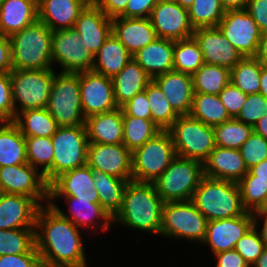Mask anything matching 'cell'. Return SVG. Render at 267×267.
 I'll return each instance as SVG.
<instances>
[{
  "label": "cell",
  "instance_id": "obj_50",
  "mask_svg": "<svg viewBox=\"0 0 267 267\" xmlns=\"http://www.w3.org/2000/svg\"><path fill=\"white\" fill-rule=\"evenodd\" d=\"M247 96L246 93H243L232 82L219 93L220 100L231 118H235L238 115Z\"/></svg>",
  "mask_w": 267,
  "mask_h": 267
},
{
  "label": "cell",
  "instance_id": "obj_43",
  "mask_svg": "<svg viewBox=\"0 0 267 267\" xmlns=\"http://www.w3.org/2000/svg\"><path fill=\"white\" fill-rule=\"evenodd\" d=\"M238 185L242 205L247 212L267 209V180L256 179L255 175H245Z\"/></svg>",
  "mask_w": 267,
  "mask_h": 267
},
{
  "label": "cell",
  "instance_id": "obj_63",
  "mask_svg": "<svg viewBox=\"0 0 267 267\" xmlns=\"http://www.w3.org/2000/svg\"><path fill=\"white\" fill-rule=\"evenodd\" d=\"M254 132L267 140V115L261 118L254 126Z\"/></svg>",
  "mask_w": 267,
  "mask_h": 267
},
{
  "label": "cell",
  "instance_id": "obj_62",
  "mask_svg": "<svg viewBox=\"0 0 267 267\" xmlns=\"http://www.w3.org/2000/svg\"><path fill=\"white\" fill-rule=\"evenodd\" d=\"M248 0H220L222 7L227 10L245 9Z\"/></svg>",
  "mask_w": 267,
  "mask_h": 267
},
{
  "label": "cell",
  "instance_id": "obj_2",
  "mask_svg": "<svg viewBox=\"0 0 267 267\" xmlns=\"http://www.w3.org/2000/svg\"><path fill=\"white\" fill-rule=\"evenodd\" d=\"M163 205L154 183L128 181L121 210L113 218V224L160 237Z\"/></svg>",
  "mask_w": 267,
  "mask_h": 267
},
{
  "label": "cell",
  "instance_id": "obj_10",
  "mask_svg": "<svg viewBox=\"0 0 267 267\" xmlns=\"http://www.w3.org/2000/svg\"><path fill=\"white\" fill-rule=\"evenodd\" d=\"M176 157L172 137L161 130L132 152V180L153 183Z\"/></svg>",
  "mask_w": 267,
  "mask_h": 267
},
{
  "label": "cell",
  "instance_id": "obj_7",
  "mask_svg": "<svg viewBox=\"0 0 267 267\" xmlns=\"http://www.w3.org/2000/svg\"><path fill=\"white\" fill-rule=\"evenodd\" d=\"M56 70H12L10 75L15 116L26 110L46 108ZM18 106V107H17Z\"/></svg>",
  "mask_w": 267,
  "mask_h": 267
},
{
  "label": "cell",
  "instance_id": "obj_9",
  "mask_svg": "<svg viewBox=\"0 0 267 267\" xmlns=\"http://www.w3.org/2000/svg\"><path fill=\"white\" fill-rule=\"evenodd\" d=\"M207 218L191 200L167 202L162 208L160 236L202 242L206 236Z\"/></svg>",
  "mask_w": 267,
  "mask_h": 267
},
{
  "label": "cell",
  "instance_id": "obj_8",
  "mask_svg": "<svg viewBox=\"0 0 267 267\" xmlns=\"http://www.w3.org/2000/svg\"><path fill=\"white\" fill-rule=\"evenodd\" d=\"M46 109L59 127L85 125L79 73L56 72Z\"/></svg>",
  "mask_w": 267,
  "mask_h": 267
},
{
  "label": "cell",
  "instance_id": "obj_14",
  "mask_svg": "<svg viewBox=\"0 0 267 267\" xmlns=\"http://www.w3.org/2000/svg\"><path fill=\"white\" fill-rule=\"evenodd\" d=\"M0 185L4 193L33 198L40 206L48 204V184L29 163L1 167Z\"/></svg>",
  "mask_w": 267,
  "mask_h": 267
},
{
  "label": "cell",
  "instance_id": "obj_15",
  "mask_svg": "<svg viewBox=\"0 0 267 267\" xmlns=\"http://www.w3.org/2000/svg\"><path fill=\"white\" fill-rule=\"evenodd\" d=\"M79 85L85 118L118 108L112 78L92 70L79 72Z\"/></svg>",
  "mask_w": 267,
  "mask_h": 267
},
{
  "label": "cell",
  "instance_id": "obj_41",
  "mask_svg": "<svg viewBox=\"0 0 267 267\" xmlns=\"http://www.w3.org/2000/svg\"><path fill=\"white\" fill-rule=\"evenodd\" d=\"M147 98L151 120L161 130H168L179 115L172 109L161 88L153 79L147 85Z\"/></svg>",
  "mask_w": 267,
  "mask_h": 267
},
{
  "label": "cell",
  "instance_id": "obj_40",
  "mask_svg": "<svg viewBox=\"0 0 267 267\" xmlns=\"http://www.w3.org/2000/svg\"><path fill=\"white\" fill-rule=\"evenodd\" d=\"M203 64L202 51L193 36L175 41V71L193 75Z\"/></svg>",
  "mask_w": 267,
  "mask_h": 267
},
{
  "label": "cell",
  "instance_id": "obj_49",
  "mask_svg": "<svg viewBox=\"0 0 267 267\" xmlns=\"http://www.w3.org/2000/svg\"><path fill=\"white\" fill-rule=\"evenodd\" d=\"M248 169L267 159V140L253 132L239 148Z\"/></svg>",
  "mask_w": 267,
  "mask_h": 267
},
{
  "label": "cell",
  "instance_id": "obj_29",
  "mask_svg": "<svg viewBox=\"0 0 267 267\" xmlns=\"http://www.w3.org/2000/svg\"><path fill=\"white\" fill-rule=\"evenodd\" d=\"M88 141L91 143L123 144V110L92 115L85 120Z\"/></svg>",
  "mask_w": 267,
  "mask_h": 267
},
{
  "label": "cell",
  "instance_id": "obj_39",
  "mask_svg": "<svg viewBox=\"0 0 267 267\" xmlns=\"http://www.w3.org/2000/svg\"><path fill=\"white\" fill-rule=\"evenodd\" d=\"M263 65L256 57H243L230 70V82L247 95L259 93Z\"/></svg>",
  "mask_w": 267,
  "mask_h": 267
},
{
  "label": "cell",
  "instance_id": "obj_56",
  "mask_svg": "<svg viewBox=\"0 0 267 267\" xmlns=\"http://www.w3.org/2000/svg\"><path fill=\"white\" fill-rule=\"evenodd\" d=\"M214 258L215 267H250L235 249L214 254Z\"/></svg>",
  "mask_w": 267,
  "mask_h": 267
},
{
  "label": "cell",
  "instance_id": "obj_51",
  "mask_svg": "<svg viewBox=\"0 0 267 267\" xmlns=\"http://www.w3.org/2000/svg\"><path fill=\"white\" fill-rule=\"evenodd\" d=\"M0 121H14V106L9 73H0Z\"/></svg>",
  "mask_w": 267,
  "mask_h": 267
},
{
  "label": "cell",
  "instance_id": "obj_48",
  "mask_svg": "<svg viewBox=\"0 0 267 267\" xmlns=\"http://www.w3.org/2000/svg\"><path fill=\"white\" fill-rule=\"evenodd\" d=\"M265 115H267V98L261 93H254L247 96L244 105L235 118L254 127Z\"/></svg>",
  "mask_w": 267,
  "mask_h": 267
},
{
  "label": "cell",
  "instance_id": "obj_46",
  "mask_svg": "<svg viewBox=\"0 0 267 267\" xmlns=\"http://www.w3.org/2000/svg\"><path fill=\"white\" fill-rule=\"evenodd\" d=\"M35 246V229H0V256L27 253Z\"/></svg>",
  "mask_w": 267,
  "mask_h": 267
},
{
  "label": "cell",
  "instance_id": "obj_55",
  "mask_svg": "<svg viewBox=\"0 0 267 267\" xmlns=\"http://www.w3.org/2000/svg\"><path fill=\"white\" fill-rule=\"evenodd\" d=\"M261 33L267 31V0H248L246 8Z\"/></svg>",
  "mask_w": 267,
  "mask_h": 267
},
{
  "label": "cell",
  "instance_id": "obj_61",
  "mask_svg": "<svg viewBox=\"0 0 267 267\" xmlns=\"http://www.w3.org/2000/svg\"><path fill=\"white\" fill-rule=\"evenodd\" d=\"M246 175H255L256 179L267 180V159L248 169Z\"/></svg>",
  "mask_w": 267,
  "mask_h": 267
},
{
  "label": "cell",
  "instance_id": "obj_11",
  "mask_svg": "<svg viewBox=\"0 0 267 267\" xmlns=\"http://www.w3.org/2000/svg\"><path fill=\"white\" fill-rule=\"evenodd\" d=\"M168 131L176 156L182 158L203 163L216 146L213 127L189 115L178 116Z\"/></svg>",
  "mask_w": 267,
  "mask_h": 267
},
{
  "label": "cell",
  "instance_id": "obj_30",
  "mask_svg": "<svg viewBox=\"0 0 267 267\" xmlns=\"http://www.w3.org/2000/svg\"><path fill=\"white\" fill-rule=\"evenodd\" d=\"M37 19V0H3L0 5V35L11 36Z\"/></svg>",
  "mask_w": 267,
  "mask_h": 267
},
{
  "label": "cell",
  "instance_id": "obj_64",
  "mask_svg": "<svg viewBox=\"0 0 267 267\" xmlns=\"http://www.w3.org/2000/svg\"><path fill=\"white\" fill-rule=\"evenodd\" d=\"M260 80L259 93L267 98V65H263L261 68Z\"/></svg>",
  "mask_w": 267,
  "mask_h": 267
},
{
  "label": "cell",
  "instance_id": "obj_65",
  "mask_svg": "<svg viewBox=\"0 0 267 267\" xmlns=\"http://www.w3.org/2000/svg\"><path fill=\"white\" fill-rule=\"evenodd\" d=\"M252 267H267V247L263 249L262 254Z\"/></svg>",
  "mask_w": 267,
  "mask_h": 267
},
{
  "label": "cell",
  "instance_id": "obj_25",
  "mask_svg": "<svg viewBox=\"0 0 267 267\" xmlns=\"http://www.w3.org/2000/svg\"><path fill=\"white\" fill-rule=\"evenodd\" d=\"M112 34L132 56L158 38L150 18H112Z\"/></svg>",
  "mask_w": 267,
  "mask_h": 267
},
{
  "label": "cell",
  "instance_id": "obj_57",
  "mask_svg": "<svg viewBox=\"0 0 267 267\" xmlns=\"http://www.w3.org/2000/svg\"><path fill=\"white\" fill-rule=\"evenodd\" d=\"M129 0H98L95 4L109 18L119 17L127 7Z\"/></svg>",
  "mask_w": 267,
  "mask_h": 267
},
{
  "label": "cell",
  "instance_id": "obj_17",
  "mask_svg": "<svg viewBox=\"0 0 267 267\" xmlns=\"http://www.w3.org/2000/svg\"><path fill=\"white\" fill-rule=\"evenodd\" d=\"M87 165L126 181L132 180V152L124 144L88 143Z\"/></svg>",
  "mask_w": 267,
  "mask_h": 267
},
{
  "label": "cell",
  "instance_id": "obj_26",
  "mask_svg": "<svg viewBox=\"0 0 267 267\" xmlns=\"http://www.w3.org/2000/svg\"><path fill=\"white\" fill-rule=\"evenodd\" d=\"M204 176L239 182L247 173L241 153L238 149L215 146L203 162Z\"/></svg>",
  "mask_w": 267,
  "mask_h": 267
},
{
  "label": "cell",
  "instance_id": "obj_16",
  "mask_svg": "<svg viewBox=\"0 0 267 267\" xmlns=\"http://www.w3.org/2000/svg\"><path fill=\"white\" fill-rule=\"evenodd\" d=\"M62 197H76L83 200H91V203H99L98 191L95 189L93 169L85 166L67 171L56 177L48 185V204L56 205V200Z\"/></svg>",
  "mask_w": 267,
  "mask_h": 267
},
{
  "label": "cell",
  "instance_id": "obj_24",
  "mask_svg": "<svg viewBox=\"0 0 267 267\" xmlns=\"http://www.w3.org/2000/svg\"><path fill=\"white\" fill-rule=\"evenodd\" d=\"M153 80L179 116L189 114L194 95L192 75L172 70L155 76Z\"/></svg>",
  "mask_w": 267,
  "mask_h": 267
},
{
  "label": "cell",
  "instance_id": "obj_32",
  "mask_svg": "<svg viewBox=\"0 0 267 267\" xmlns=\"http://www.w3.org/2000/svg\"><path fill=\"white\" fill-rule=\"evenodd\" d=\"M132 58L126 47L111 33L96 53L92 71L113 78Z\"/></svg>",
  "mask_w": 267,
  "mask_h": 267
},
{
  "label": "cell",
  "instance_id": "obj_18",
  "mask_svg": "<svg viewBox=\"0 0 267 267\" xmlns=\"http://www.w3.org/2000/svg\"><path fill=\"white\" fill-rule=\"evenodd\" d=\"M253 226V213L247 211L238 217L208 221L202 243L210 247L213 255L233 250L237 241Z\"/></svg>",
  "mask_w": 267,
  "mask_h": 267
},
{
  "label": "cell",
  "instance_id": "obj_45",
  "mask_svg": "<svg viewBox=\"0 0 267 267\" xmlns=\"http://www.w3.org/2000/svg\"><path fill=\"white\" fill-rule=\"evenodd\" d=\"M191 25L195 28L217 27L225 9L220 0H194L188 8Z\"/></svg>",
  "mask_w": 267,
  "mask_h": 267
},
{
  "label": "cell",
  "instance_id": "obj_13",
  "mask_svg": "<svg viewBox=\"0 0 267 267\" xmlns=\"http://www.w3.org/2000/svg\"><path fill=\"white\" fill-rule=\"evenodd\" d=\"M243 57H255L261 31L246 9L227 10L217 26Z\"/></svg>",
  "mask_w": 267,
  "mask_h": 267
},
{
  "label": "cell",
  "instance_id": "obj_34",
  "mask_svg": "<svg viewBox=\"0 0 267 267\" xmlns=\"http://www.w3.org/2000/svg\"><path fill=\"white\" fill-rule=\"evenodd\" d=\"M93 178L99 195V203L113 219L121 210L128 181L98 170H93Z\"/></svg>",
  "mask_w": 267,
  "mask_h": 267
},
{
  "label": "cell",
  "instance_id": "obj_58",
  "mask_svg": "<svg viewBox=\"0 0 267 267\" xmlns=\"http://www.w3.org/2000/svg\"><path fill=\"white\" fill-rule=\"evenodd\" d=\"M11 71V42L9 36L0 35V73H10Z\"/></svg>",
  "mask_w": 267,
  "mask_h": 267
},
{
  "label": "cell",
  "instance_id": "obj_33",
  "mask_svg": "<svg viewBox=\"0 0 267 267\" xmlns=\"http://www.w3.org/2000/svg\"><path fill=\"white\" fill-rule=\"evenodd\" d=\"M25 163V136L13 121H0V168Z\"/></svg>",
  "mask_w": 267,
  "mask_h": 267
},
{
  "label": "cell",
  "instance_id": "obj_12",
  "mask_svg": "<svg viewBox=\"0 0 267 267\" xmlns=\"http://www.w3.org/2000/svg\"><path fill=\"white\" fill-rule=\"evenodd\" d=\"M52 45L53 66H61L59 72L79 73L92 70L95 55L85 48L83 40L73 28L54 30Z\"/></svg>",
  "mask_w": 267,
  "mask_h": 267
},
{
  "label": "cell",
  "instance_id": "obj_1",
  "mask_svg": "<svg viewBox=\"0 0 267 267\" xmlns=\"http://www.w3.org/2000/svg\"><path fill=\"white\" fill-rule=\"evenodd\" d=\"M81 231L54 207L40 206L36 215L35 242L42 265L88 267Z\"/></svg>",
  "mask_w": 267,
  "mask_h": 267
},
{
  "label": "cell",
  "instance_id": "obj_59",
  "mask_svg": "<svg viewBox=\"0 0 267 267\" xmlns=\"http://www.w3.org/2000/svg\"><path fill=\"white\" fill-rule=\"evenodd\" d=\"M261 220L263 223L261 222ZM253 223H254L255 228L259 232L260 237L262 238L265 246L267 247V209L254 212L253 213ZM261 223L263 225L262 227L260 226ZM258 228H260L261 230Z\"/></svg>",
  "mask_w": 267,
  "mask_h": 267
},
{
  "label": "cell",
  "instance_id": "obj_19",
  "mask_svg": "<svg viewBox=\"0 0 267 267\" xmlns=\"http://www.w3.org/2000/svg\"><path fill=\"white\" fill-rule=\"evenodd\" d=\"M149 18L157 37L176 41L193 35L188 9L178 3L159 0Z\"/></svg>",
  "mask_w": 267,
  "mask_h": 267
},
{
  "label": "cell",
  "instance_id": "obj_4",
  "mask_svg": "<svg viewBox=\"0 0 267 267\" xmlns=\"http://www.w3.org/2000/svg\"><path fill=\"white\" fill-rule=\"evenodd\" d=\"M208 221L243 215L238 182L204 176L191 198Z\"/></svg>",
  "mask_w": 267,
  "mask_h": 267
},
{
  "label": "cell",
  "instance_id": "obj_36",
  "mask_svg": "<svg viewBox=\"0 0 267 267\" xmlns=\"http://www.w3.org/2000/svg\"><path fill=\"white\" fill-rule=\"evenodd\" d=\"M188 115L212 127L231 119L219 95L205 93H194Z\"/></svg>",
  "mask_w": 267,
  "mask_h": 267
},
{
  "label": "cell",
  "instance_id": "obj_66",
  "mask_svg": "<svg viewBox=\"0 0 267 267\" xmlns=\"http://www.w3.org/2000/svg\"><path fill=\"white\" fill-rule=\"evenodd\" d=\"M193 1L194 0H178L177 3L183 8L188 9L193 4Z\"/></svg>",
  "mask_w": 267,
  "mask_h": 267
},
{
  "label": "cell",
  "instance_id": "obj_37",
  "mask_svg": "<svg viewBox=\"0 0 267 267\" xmlns=\"http://www.w3.org/2000/svg\"><path fill=\"white\" fill-rule=\"evenodd\" d=\"M194 93L219 95L230 83V69L204 63L193 75Z\"/></svg>",
  "mask_w": 267,
  "mask_h": 267
},
{
  "label": "cell",
  "instance_id": "obj_42",
  "mask_svg": "<svg viewBox=\"0 0 267 267\" xmlns=\"http://www.w3.org/2000/svg\"><path fill=\"white\" fill-rule=\"evenodd\" d=\"M216 146L238 149L254 132V127L231 118L213 127Z\"/></svg>",
  "mask_w": 267,
  "mask_h": 267
},
{
  "label": "cell",
  "instance_id": "obj_47",
  "mask_svg": "<svg viewBox=\"0 0 267 267\" xmlns=\"http://www.w3.org/2000/svg\"><path fill=\"white\" fill-rule=\"evenodd\" d=\"M265 247L259 232L255 226H253L237 241L235 250L246 260L250 267H252Z\"/></svg>",
  "mask_w": 267,
  "mask_h": 267
},
{
  "label": "cell",
  "instance_id": "obj_21",
  "mask_svg": "<svg viewBox=\"0 0 267 267\" xmlns=\"http://www.w3.org/2000/svg\"><path fill=\"white\" fill-rule=\"evenodd\" d=\"M69 208L67 214L56 204L53 207L65 218L73 222L78 228L92 234L96 232H108L113 227V219L103 209L100 203H91V200H83L76 197H62L61 200ZM99 229V230H98ZM89 230V232H88ZM94 231V232H93Z\"/></svg>",
  "mask_w": 267,
  "mask_h": 267
},
{
  "label": "cell",
  "instance_id": "obj_52",
  "mask_svg": "<svg viewBox=\"0 0 267 267\" xmlns=\"http://www.w3.org/2000/svg\"><path fill=\"white\" fill-rule=\"evenodd\" d=\"M40 255L36 246L27 253L0 256V267H41Z\"/></svg>",
  "mask_w": 267,
  "mask_h": 267
},
{
  "label": "cell",
  "instance_id": "obj_20",
  "mask_svg": "<svg viewBox=\"0 0 267 267\" xmlns=\"http://www.w3.org/2000/svg\"><path fill=\"white\" fill-rule=\"evenodd\" d=\"M192 36L202 51L204 63L231 70L243 58L218 27L195 28Z\"/></svg>",
  "mask_w": 267,
  "mask_h": 267
},
{
  "label": "cell",
  "instance_id": "obj_6",
  "mask_svg": "<svg viewBox=\"0 0 267 267\" xmlns=\"http://www.w3.org/2000/svg\"><path fill=\"white\" fill-rule=\"evenodd\" d=\"M203 177L202 162L176 156L153 183L164 203L188 201Z\"/></svg>",
  "mask_w": 267,
  "mask_h": 267
},
{
  "label": "cell",
  "instance_id": "obj_27",
  "mask_svg": "<svg viewBox=\"0 0 267 267\" xmlns=\"http://www.w3.org/2000/svg\"><path fill=\"white\" fill-rule=\"evenodd\" d=\"M89 0H38V19L52 31L73 28Z\"/></svg>",
  "mask_w": 267,
  "mask_h": 267
},
{
  "label": "cell",
  "instance_id": "obj_38",
  "mask_svg": "<svg viewBox=\"0 0 267 267\" xmlns=\"http://www.w3.org/2000/svg\"><path fill=\"white\" fill-rule=\"evenodd\" d=\"M161 129L151 120L128 116L123 111V144L133 152L153 138Z\"/></svg>",
  "mask_w": 267,
  "mask_h": 267
},
{
  "label": "cell",
  "instance_id": "obj_5",
  "mask_svg": "<svg viewBox=\"0 0 267 267\" xmlns=\"http://www.w3.org/2000/svg\"><path fill=\"white\" fill-rule=\"evenodd\" d=\"M51 139L52 167L43 175L48 185L61 174L87 164L89 143L85 125L59 127Z\"/></svg>",
  "mask_w": 267,
  "mask_h": 267
},
{
  "label": "cell",
  "instance_id": "obj_35",
  "mask_svg": "<svg viewBox=\"0 0 267 267\" xmlns=\"http://www.w3.org/2000/svg\"><path fill=\"white\" fill-rule=\"evenodd\" d=\"M13 122L25 137H52L59 128L46 108L22 111Z\"/></svg>",
  "mask_w": 267,
  "mask_h": 267
},
{
  "label": "cell",
  "instance_id": "obj_68",
  "mask_svg": "<svg viewBox=\"0 0 267 267\" xmlns=\"http://www.w3.org/2000/svg\"><path fill=\"white\" fill-rule=\"evenodd\" d=\"M3 194H4V191H3V189H2V187L0 185V199L2 198Z\"/></svg>",
  "mask_w": 267,
  "mask_h": 267
},
{
  "label": "cell",
  "instance_id": "obj_67",
  "mask_svg": "<svg viewBox=\"0 0 267 267\" xmlns=\"http://www.w3.org/2000/svg\"><path fill=\"white\" fill-rule=\"evenodd\" d=\"M160 1L177 3L178 0H160Z\"/></svg>",
  "mask_w": 267,
  "mask_h": 267
},
{
  "label": "cell",
  "instance_id": "obj_28",
  "mask_svg": "<svg viewBox=\"0 0 267 267\" xmlns=\"http://www.w3.org/2000/svg\"><path fill=\"white\" fill-rule=\"evenodd\" d=\"M174 45V40L158 37L138 50L133 59L153 79L157 75L174 70Z\"/></svg>",
  "mask_w": 267,
  "mask_h": 267
},
{
  "label": "cell",
  "instance_id": "obj_69",
  "mask_svg": "<svg viewBox=\"0 0 267 267\" xmlns=\"http://www.w3.org/2000/svg\"><path fill=\"white\" fill-rule=\"evenodd\" d=\"M98 0H89L90 3H96Z\"/></svg>",
  "mask_w": 267,
  "mask_h": 267
},
{
  "label": "cell",
  "instance_id": "obj_22",
  "mask_svg": "<svg viewBox=\"0 0 267 267\" xmlns=\"http://www.w3.org/2000/svg\"><path fill=\"white\" fill-rule=\"evenodd\" d=\"M73 29L80 35L85 48L96 55L112 33V19L107 17L95 3L89 2L79 13Z\"/></svg>",
  "mask_w": 267,
  "mask_h": 267
},
{
  "label": "cell",
  "instance_id": "obj_44",
  "mask_svg": "<svg viewBox=\"0 0 267 267\" xmlns=\"http://www.w3.org/2000/svg\"><path fill=\"white\" fill-rule=\"evenodd\" d=\"M27 162L44 175L51 167L54 147L51 137H25Z\"/></svg>",
  "mask_w": 267,
  "mask_h": 267
},
{
  "label": "cell",
  "instance_id": "obj_54",
  "mask_svg": "<svg viewBox=\"0 0 267 267\" xmlns=\"http://www.w3.org/2000/svg\"><path fill=\"white\" fill-rule=\"evenodd\" d=\"M159 0H129L126 10L120 15L127 18H149Z\"/></svg>",
  "mask_w": 267,
  "mask_h": 267
},
{
  "label": "cell",
  "instance_id": "obj_60",
  "mask_svg": "<svg viewBox=\"0 0 267 267\" xmlns=\"http://www.w3.org/2000/svg\"><path fill=\"white\" fill-rule=\"evenodd\" d=\"M262 64L267 65V31L261 33L257 54L255 56Z\"/></svg>",
  "mask_w": 267,
  "mask_h": 267
},
{
  "label": "cell",
  "instance_id": "obj_3",
  "mask_svg": "<svg viewBox=\"0 0 267 267\" xmlns=\"http://www.w3.org/2000/svg\"><path fill=\"white\" fill-rule=\"evenodd\" d=\"M52 36L53 31L39 19L9 36L12 70L54 68Z\"/></svg>",
  "mask_w": 267,
  "mask_h": 267
},
{
  "label": "cell",
  "instance_id": "obj_31",
  "mask_svg": "<svg viewBox=\"0 0 267 267\" xmlns=\"http://www.w3.org/2000/svg\"><path fill=\"white\" fill-rule=\"evenodd\" d=\"M151 77L132 58L126 66L112 78L115 101L122 107L137 94L145 91Z\"/></svg>",
  "mask_w": 267,
  "mask_h": 267
},
{
  "label": "cell",
  "instance_id": "obj_53",
  "mask_svg": "<svg viewBox=\"0 0 267 267\" xmlns=\"http://www.w3.org/2000/svg\"><path fill=\"white\" fill-rule=\"evenodd\" d=\"M121 108L128 116L151 119V110L147 98V87L145 91L137 94Z\"/></svg>",
  "mask_w": 267,
  "mask_h": 267
},
{
  "label": "cell",
  "instance_id": "obj_23",
  "mask_svg": "<svg viewBox=\"0 0 267 267\" xmlns=\"http://www.w3.org/2000/svg\"><path fill=\"white\" fill-rule=\"evenodd\" d=\"M39 208L33 198L4 193L0 199V229H35Z\"/></svg>",
  "mask_w": 267,
  "mask_h": 267
}]
</instances>
